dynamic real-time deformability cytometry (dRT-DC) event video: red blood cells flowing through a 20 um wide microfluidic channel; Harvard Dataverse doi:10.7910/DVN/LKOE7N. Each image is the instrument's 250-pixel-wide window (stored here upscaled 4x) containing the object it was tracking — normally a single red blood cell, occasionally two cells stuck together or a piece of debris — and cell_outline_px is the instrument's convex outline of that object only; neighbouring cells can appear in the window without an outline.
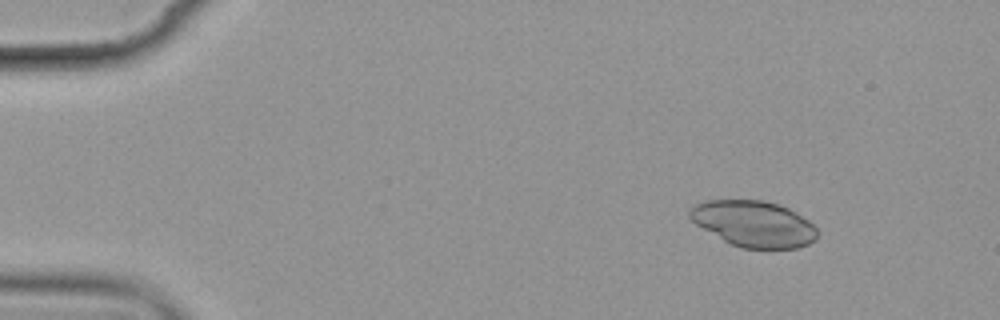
{"species": "common noctule bat (a hibernating species)", "species_latin": "Nyctalus noctula", "temperature_condition": "cold", "stored_images_in_passage": 5, "camera_frame_rate_fps": 3000, "um_per_image_px": 0.085, "animal": {"sex": "female", "body_mass_g": 19.9}, "frame": {"image": 1, "passage_image": 2, "time_ms": 1.333, "image_size_px": [1000, 320], "cell_outline_px": [[816, 240], [808, 244], [796, 248], [740, 248], [724, 240], [696, 224], [688, 216], [688, 208], [704, 200], [764, 200], [780, 204], [796, 212], [808, 220], [816, 228]], "centroid_in_image_um": [64.06, 19.0], "position_along_channel_um": 20.9, "area_um2": 34.16}}